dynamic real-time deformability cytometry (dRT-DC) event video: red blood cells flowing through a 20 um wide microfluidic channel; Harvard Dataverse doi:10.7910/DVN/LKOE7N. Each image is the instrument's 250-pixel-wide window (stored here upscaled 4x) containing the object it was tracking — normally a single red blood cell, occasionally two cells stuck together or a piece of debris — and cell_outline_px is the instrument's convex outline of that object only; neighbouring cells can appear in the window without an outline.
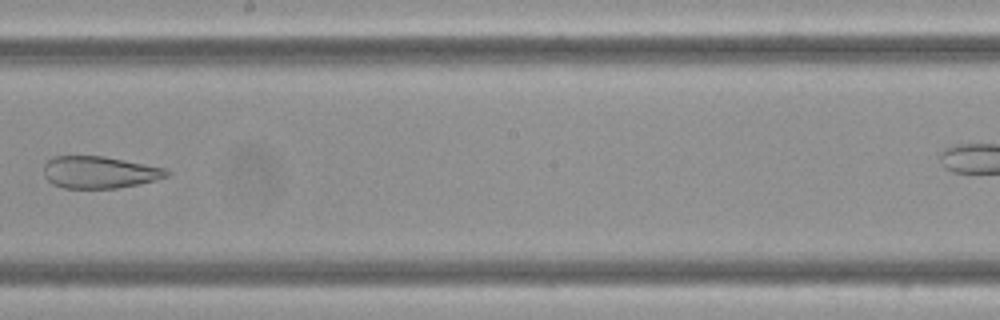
{"species": "Egyptian fruit bat (a non-hibernating species)", "species_latin": "Rousettus aegyptiacus", "temperature_condition": "cold", "stored_images_in_passage": 11, "camera_frame_rate_fps": 3000, "um_per_image_px": 0.085, "frame": {"image": 1, "passage_image": 7, "time_ms": 2.0, "image_size_px": [1000, 320], "cell_outline_px": [[172, 172], [168, 176], [156, 180], [116, 188], [64, 188], [52, 184], [44, 176], [44, 164], [52, 156], [104, 156], [168, 168]], "centroid_in_image_um": [8.47, 14.63], "position_along_channel_um": 239.7, "area_um2": 23.12}}